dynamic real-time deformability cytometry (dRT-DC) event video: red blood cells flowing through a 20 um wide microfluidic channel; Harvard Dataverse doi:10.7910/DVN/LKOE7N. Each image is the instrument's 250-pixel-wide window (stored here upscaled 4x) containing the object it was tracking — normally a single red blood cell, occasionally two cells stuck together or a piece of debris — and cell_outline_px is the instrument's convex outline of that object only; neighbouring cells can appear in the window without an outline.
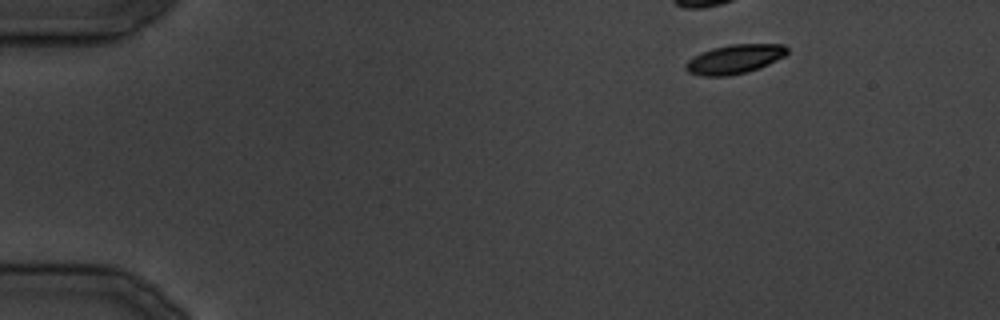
{"species": "common noctule bat (a hibernating species)", "species_latin": "Nyctalus noctula", "temperature_condition": "cold", "stored_images_in_passage": 9, "camera_frame_rate_fps": 3000, "um_per_image_px": 0.085, "animal": {"sex": "male", "body_mass_g": 19.5, "forearm_length_mm": 54.6}, "frame": {"image": 1, "passage_image": 1, "time_ms": 0.0, "image_size_px": [1000, 320], "cell_outline_px": [[788, 52], [784, 56], [760, 68], [748, 72], [728, 76], [700, 76], [688, 72], [684, 68], [684, 64], [692, 56], [700, 52], [712, 48], [732, 44], [784, 44], [788, 48]], "centroid_in_image_um": [62.4, 5.03], "position_along_channel_um": 22.6, "area_um2": 17.46}}